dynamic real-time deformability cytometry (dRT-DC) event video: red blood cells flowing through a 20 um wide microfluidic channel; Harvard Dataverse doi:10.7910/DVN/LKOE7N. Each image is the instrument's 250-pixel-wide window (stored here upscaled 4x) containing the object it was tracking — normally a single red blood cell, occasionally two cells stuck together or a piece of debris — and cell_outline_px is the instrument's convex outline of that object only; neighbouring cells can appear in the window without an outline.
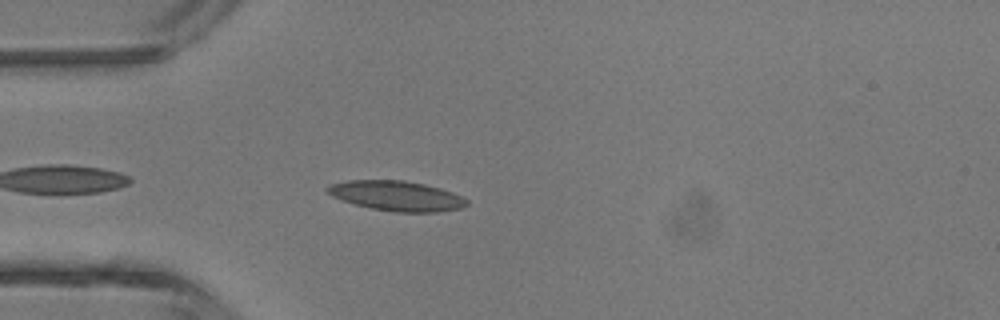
{"species": "common noctule bat (a hibernating species)", "species_latin": "Nyctalus noctula", "temperature_condition": "room temperature", "stored_images_in_passage": 29, "camera_frame_rate_fps": 3000, "um_per_image_px": 0.085, "animal": {"sex": "male", "body_mass_g": 13.3}, "frame": {"image": 1, "passage_image": 2, "time_ms": 0.333, "image_size_px": [1000, 320], "cell_outline_px": [[468, 204], [460, 208], [436, 212], [396, 212], [372, 208], [356, 204], [332, 196], [324, 192], [324, 188], [332, 184], [348, 180], [404, 180], [424, 184], [440, 188], [452, 192], [468, 200]], "centroid_in_image_um": [33.69, 16.64], "position_along_channel_um": 51.3, "area_um2": 24.16}}
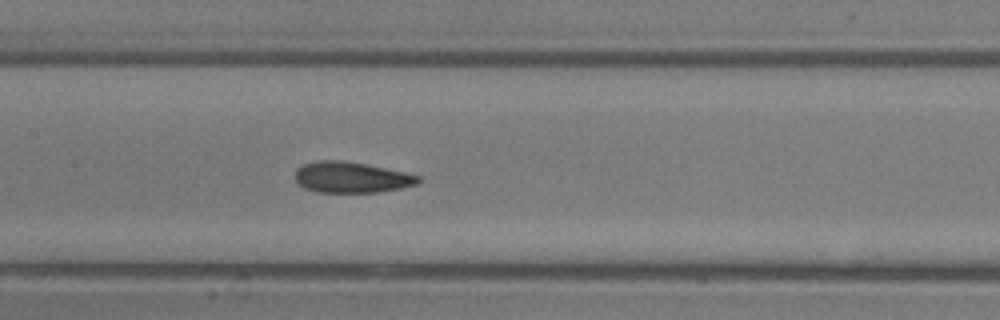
{"frame": {"image": 2, "passage_image": 11, "time_ms": 3.333, "image_size_px": [1000, 320], "cell_outline_px": [[420, 184], [380, 192], [316, 192], [304, 188], [296, 180], [296, 168], [304, 164], [316, 160], [340, 160], [364, 164], [404, 172], [420, 176]], "centroid_in_image_um": [29.87, 15.08], "position_along_channel_um": 177.5, "area_um2": 22.08}}
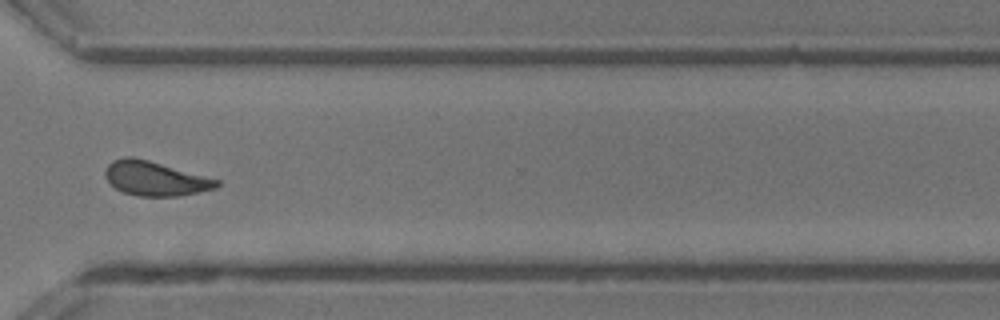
{"frame": {"image": 3, "passage_image": 23, "time_ms": 7.333, "image_size_px": [1000, 320], "cell_outline_px": [[220, 184], [216, 188], [180, 196], [140, 196], [124, 192], [116, 188], [104, 176], [104, 172], [108, 164], [112, 160], [124, 156], [132, 156], [148, 160], [220, 180]], "centroid_in_image_um": [13.18, 15.16], "position_along_channel_um": 357.4, "area_um2": 22.2}, "authors_computed_cell_mechanics": {"area_um2": 22.1952, "velocity_mm_per_s": 4.5025, "shape_relaxation_time_tau1_ms": null, "shape_relaxation_time_tau2_ms": 1.513, "deformation_change_tau1": null, "deformation_change_tau2": 0.0741}}